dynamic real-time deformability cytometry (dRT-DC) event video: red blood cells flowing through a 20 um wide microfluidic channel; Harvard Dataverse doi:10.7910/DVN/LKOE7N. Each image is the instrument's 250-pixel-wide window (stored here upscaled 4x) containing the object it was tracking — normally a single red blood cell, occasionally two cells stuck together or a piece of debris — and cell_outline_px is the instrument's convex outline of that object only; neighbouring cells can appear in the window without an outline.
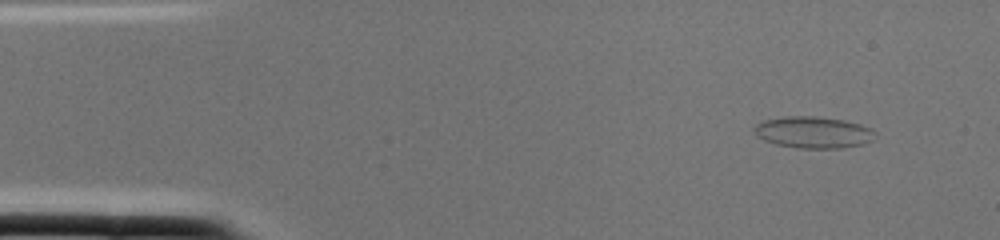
{"species": "common noctule bat (a hibernating species)", "species_latin": "Nyctalus noctula", "temperature_condition": "cold", "stored_images_in_passage": 1, "camera_frame_rate_fps": 3000, "um_per_image_px": 0.085, "animal": {"sex": "female", "body_mass_g": 22.0, "forearm_length_mm": 56.7}, "frame": {"image": 1, "passage_image": 1, "time_ms": 0.0, "image_size_px": [1000, 240], "cell_outline_px": [[876, 132], [872, 140], [864, 144], [844, 148], [796, 148], [776, 144], [764, 140], [756, 136], [752, 128], [756, 124], [764, 120], [784, 116], [816, 116], [844, 120], [860, 124], [872, 128]], "centroid_in_image_um": [69.13, 11.25], "position_along_channel_um": 15.9, "area_um2": 22.54}}